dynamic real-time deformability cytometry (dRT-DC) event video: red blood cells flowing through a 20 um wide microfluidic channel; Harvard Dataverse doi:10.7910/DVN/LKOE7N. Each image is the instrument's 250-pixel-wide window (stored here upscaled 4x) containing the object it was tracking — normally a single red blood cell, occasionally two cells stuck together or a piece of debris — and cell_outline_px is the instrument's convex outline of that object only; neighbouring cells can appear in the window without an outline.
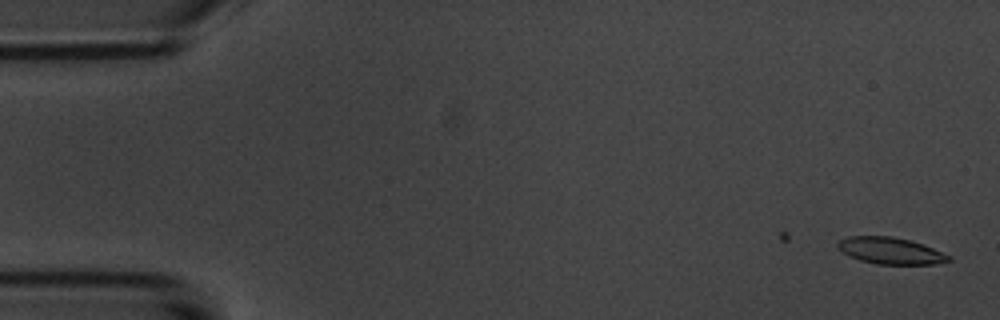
{"species": "common noctule bat (a hibernating species)", "species_latin": "Nyctalus noctula", "temperature_condition": "room temperature", "stored_images_in_passage": 5, "camera_frame_rate_fps": 3000, "um_per_image_px": 0.085, "animal": {"sex": "male", "body_mass_g": 20.1, "forearm_length_mm": 53.5}, "frame": {"image": 1, "passage_image": 1, "time_ms": 0.0, "image_size_px": [1000, 320], "cell_outline_px": [[952, 260], [936, 264], [876, 264], [860, 260], [844, 252], [836, 244], [840, 240], [848, 236], [892, 236], [912, 240], [924, 244], [952, 256]], "centroid_in_image_um": [75.76, 21.3], "position_along_channel_um": 9.2, "area_um2": 17.22}}
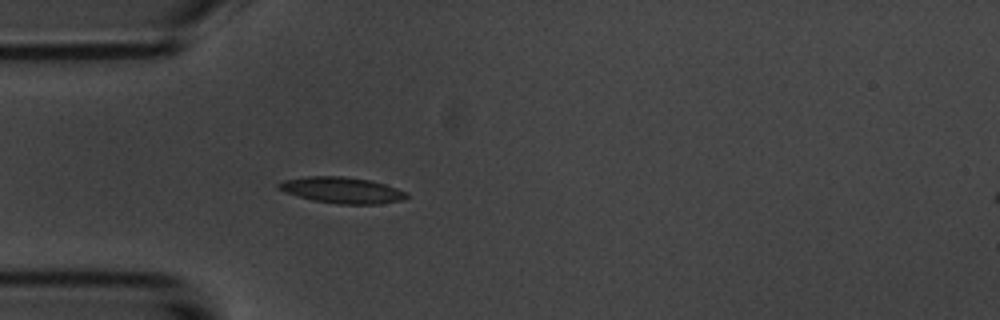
{"frame": {"image": 2, "passage_image": 5, "time_ms": 4.667, "image_size_px": [1000, 320], "cell_outline_px": [[408, 196], [400, 200], [380, 204], [340, 204], [312, 200], [284, 192], [276, 188], [276, 184], [284, 180], [308, 176], [344, 176], [368, 180], [384, 184], [408, 192]], "centroid_in_image_um": [29.03, 16.16], "position_along_channel_um": 56.0, "area_um2": 19.42}}